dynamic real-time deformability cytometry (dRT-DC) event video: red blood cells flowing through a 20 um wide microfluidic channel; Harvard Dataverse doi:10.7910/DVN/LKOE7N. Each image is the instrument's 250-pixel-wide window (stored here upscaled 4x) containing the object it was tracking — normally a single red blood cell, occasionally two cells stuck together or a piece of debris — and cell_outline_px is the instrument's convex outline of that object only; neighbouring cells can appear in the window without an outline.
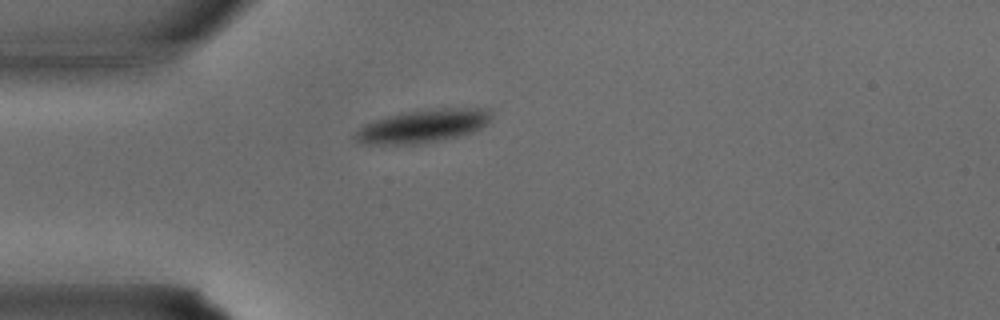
{"species": "common noctule bat (a hibernating species)", "species_latin": "Nyctalus noctula", "temperature_condition": "warm", "stored_images_in_passage": 26, "camera_frame_rate_fps": 3000, "um_per_image_px": 0.085, "animal": {"sex": "male", "body_mass_g": 15.6}, "frame": {"image": 1, "passage_image": 1, "time_ms": 0.0, "image_size_px": [1000, 320], "cell_outline_px": [[492, 120], [488, 124], [472, 132], [456, 136], [416, 144], [356, 144], [352, 136], [364, 124], [372, 120], [400, 112], [440, 108], [492, 108]], "centroid_in_image_um": [35.92, 10.7], "position_along_channel_um": 49.1, "area_um2": 26.59}}
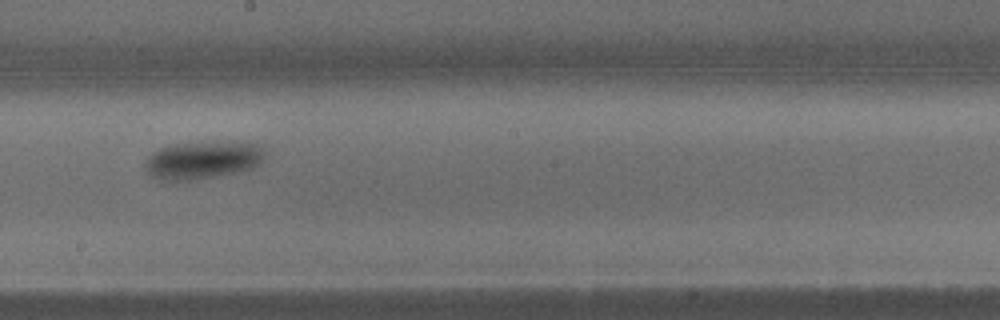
{"frame": {"image": 2, "passage_image": 11, "time_ms": 3.333, "image_size_px": [1000, 320], "cell_outline_px": [[264, 160], [260, 164], [252, 168], [240, 172], [216, 176], [188, 180], [160, 180], [152, 176], [144, 168], [144, 164], [148, 156], [152, 152], [160, 148], [172, 144], [264, 144]], "centroid_in_image_um": [17.21, 13.64], "position_along_channel_um": 231.0, "area_um2": 25.72}}
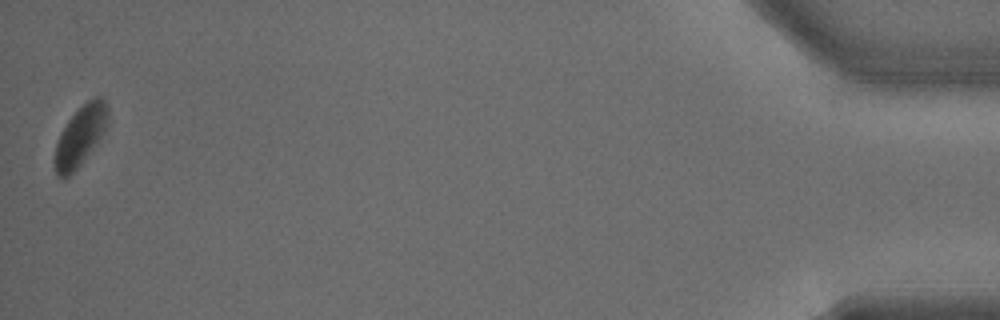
{"frame": {"image": 3, "passage_image": 26, "time_ms": 8.333, "image_size_px": [1000, 320], "cell_outline_px": [[108, 124], [100, 136], [80, 164], [68, 176], [56, 176], [56, 144], [60, 132], [68, 120], [88, 100], [96, 96], [104, 96], [108, 112]], "centroid_in_image_um": [6.85, 11.48], "position_along_channel_um": 428.4, "area_um2": 17.8}}